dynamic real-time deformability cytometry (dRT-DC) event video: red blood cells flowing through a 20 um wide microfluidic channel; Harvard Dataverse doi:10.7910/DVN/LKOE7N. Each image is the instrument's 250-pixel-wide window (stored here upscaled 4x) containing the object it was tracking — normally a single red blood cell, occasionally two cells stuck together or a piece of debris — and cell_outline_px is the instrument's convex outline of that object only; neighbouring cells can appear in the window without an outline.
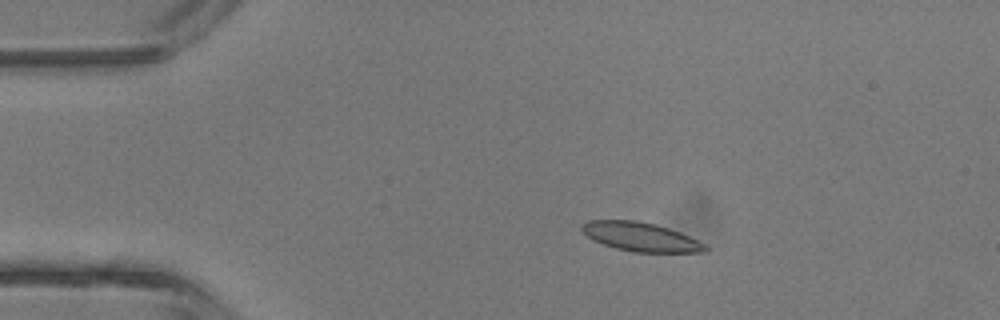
{"species": "common noctule bat (a hibernating species)", "species_latin": "Nyctalus noctula", "temperature_condition": "room temperature", "stored_images_in_passage": 4, "camera_frame_rate_fps": 3000, "um_per_image_px": 0.085, "animal": {"sex": "male", "body_mass_g": 13.3}, "frame": {"image": 1, "passage_image": 3, "time_ms": 2.333, "image_size_px": [1000, 320], "cell_outline_px": [[708, 248], [704, 252], [636, 252], [616, 248], [592, 240], [580, 228], [580, 224], [588, 220], [636, 220], [656, 224], [680, 232], [704, 244]], "centroid_in_image_um": [54.42, 20.12], "position_along_channel_um": 30.6, "area_um2": 20.63}}